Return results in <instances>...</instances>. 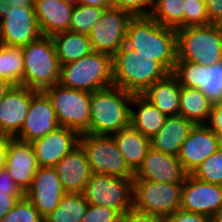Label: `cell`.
Returning <instances> with one entry per match:
<instances>
[{"mask_svg": "<svg viewBox=\"0 0 222 222\" xmlns=\"http://www.w3.org/2000/svg\"><path fill=\"white\" fill-rule=\"evenodd\" d=\"M125 44L140 57L160 62L170 73L177 61L176 29L162 26L150 16H133Z\"/></svg>", "mask_w": 222, "mask_h": 222, "instance_id": "obj_1", "label": "cell"}, {"mask_svg": "<svg viewBox=\"0 0 222 222\" xmlns=\"http://www.w3.org/2000/svg\"><path fill=\"white\" fill-rule=\"evenodd\" d=\"M133 95L114 85L92 92L89 133L112 136L129 127Z\"/></svg>", "mask_w": 222, "mask_h": 222, "instance_id": "obj_2", "label": "cell"}, {"mask_svg": "<svg viewBox=\"0 0 222 222\" xmlns=\"http://www.w3.org/2000/svg\"><path fill=\"white\" fill-rule=\"evenodd\" d=\"M113 85L132 94H143L170 72L158 61L139 57L126 44L112 57Z\"/></svg>", "mask_w": 222, "mask_h": 222, "instance_id": "obj_3", "label": "cell"}, {"mask_svg": "<svg viewBox=\"0 0 222 222\" xmlns=\"http://www.w3.org/2000/svg\"><path fill=\"white\" fill-rule=\"evenodd\" d=\"M177 61H188L206 67L222 62L220 24L187 26L176 29Z\"/></svg>", "mask_w": 222, "mask_h": 222, "instance_id": "obj_4", "label": "cell"}, {"mask_svg": "<svg viewBox=\"0 0 222 222\" xmlns=\"http://www.w3.org/2000/svg\"><path fill=\"white\" fill-rule=\"evenodd\" d=\"M59 84L89 93L112 86V56L93 51L78 61L61 65Z\"/></svg>", "mask_w": 222, "mask_h": 222, "instance_id": "obj_5", "label": "cell"}, {"mask_svg": "<svg viewBox=\"0 0 222 222\" xmlns=\"http://www.w3.org/2000/svg\"><path fill=\"white\" fill-rule=\"evenodd\" d=\"M24 86L37 91L59 84L61 65L52 37L41 36L22 47Z\"/></svg>", "mask_w": 222, "mask_h": 222, "instance_id": "obj_6", "label": "cell"}, {"mask_svg": "<svg viewBox=\"0 0 222 222\" xmlns=\"http://www.w3.org/2000/svg\"><path fill=\"white\" fill-rule=\"evenodd\" d=\"M183 183L133 180L132 210L166 218L180 209Z\"/></svg>", "mask_w": 222, "mask_h": 222, "instance_id": "obj_7", "label": "cell"}, {"mask_svg": "<svg viewBox=\"0 0 222 222\" xmlns=\"http://www.w3.org/2000/svg\"><path fill=\"white\" fill-rule=\"evenodd\" d=\"M79 145L84 150L92 174L134 178L112 136L82 133Z\"/></svg>", "mask_w": 222, "mask_h": 222, "instance_id": "obj_8", "label": "cell"}, {"mask_svg": "<svg viewBox=\"0 0 222 222\" xmlns=\"http://www.w3.org/2000/svg\"><path fill=\"white\" fill-rule=\"evenodd\" d=\"M51 101L60 126L89 133L91 93L56 84L43 90Z\"/></svg>", "mask_w": 222, "mask_h": 222, "instance_id": "obj_9", "label": "cell"}, {"mask_svg": "<svg viewBox=\"0 0 222 222\" xmlns=\"http://www.w3.org/2000/svg\"><path fill=\"white\" fill-rule=\"evenodd\" d=\"M133 178L91 174L82 192L89 205L107 206L125 216L132 210Z\"/></svg>", "mask_w": 222, "mask_h": 222, "instance_id": "obj_10", "label": "cell"}, {"mask_svg": "<svg viewBox=\"0 0 222 222\" xmlns=\"http://www.w3.org/2000/svg\"><path fill=\"white\" fill-rule=\"evenodd\" d=\"M133 15L122 9L108 8L88 35L92 49L114 56L125 44L127 27Z\"/></svg>", "mask_w": 222, "mask_h": 222, "instance_id": "obj_11", "label": "cell"}, {"mask_svg": "<svg viewBox=\"0 0 222 222\" xmlns=\"http://www.w3.org/2000/svg\"><path fill=\"white\" fill-rule=\"evenodd\" d=\"M41 36L34 6L12 5L0 19V44L23 47Z\"/></svg>", "mask_w": 222, "mask_h": 222, "instance_id": "obj_12", "label": "cell"}, {"mask_svg": "<svg viewBox=\"0 0 222 222\" xmlns=\"http://www.w3.org/2000/svg\"><path fill=\"white\" fill-rule=\"evenodd\" d=\"M181 87L200 89L214 104L222 102V62L204 66L188 61H176L172 72Z\"/></svg>", "mask_w": 222, "mask_h": 222, "instance_id": "obj_13", "label": "cell"}, {"mask_svg": "<svg viewBox=\"0 0 222 222\" xmlns=\"http://www.w3.org/2000/svg\"><path fill=\"white\" fill-rule=\"evenodd\" d=\"M66 194L60 178L53 167H39L24 196L34 205L40 215L45 218L58 207Z\"/></svg>", "mask_w": 222, "mask_h": 222, "instance_id": "obj_14", "label": "cell"}, {"mask_svg": "<svg viewBox=\"0 0 222 222\" xmlns=\"http://www.w3.org/2000/svg\"><path fill=\"white\" fill-rule=\"evenodd\" d=\"M222 145L218 137L207 124H197L181 145L178 159L184 171L191 174L204 160L214 154Z\"/></svg>", "mask_w": 222, "mask_h": 222, "instance_id": "obj_15", "label": "cell"}, {"mask_svg": "<svg viewBox=\"0 0 222 222\" xmlns=\"http://www.w3.org/2000/svg\"><path fill=\"white\" fill-rule=\"evenodd\" d=\"M222 205V185L200 181L187 174L184 179L180 209L212 217Z\"/></svg>", "mask_w": 222, "mask_h": 222, "instance_id": "obj_16", "label": "cell"}, {"mask_svg": "<svg viewBox=\"0 0 222 222\" xmlns=\"http://www.w3.org/2000/svg\"><path fill=\"white\" fill-rule=\"evenodd\" d=\"M59 126L51 101L43 91H37L31 99L23 126L14 138L32 143Z\"/></svg>", "mask_w": 222, "mask_h": 222, "instance_id": "obj_17", "label": "cell"}, {"mask_svg": "<svg viewBox=\"0 0 222 222\" xmlns=\"http://www.w3.org/2000/svg\"><path fill=\"white\" fill-rule=\"evenodd\" d=\"M37 90L14 86L0 101V136L14 138L21 130Z\"/></svg>", "mask_w": 222, "mask_h": 222, "instance_id": "obj_18", "label": "cell"}, {"mask_svg": "<svg viewBox=\"0 0 222 222\" xmlns=\"http://www.w3.org/2000/svg\"><path fill=\"white\" fill-rule=\"evenodd\" d=\"M80 134L71 128L59 126L54 131L33 141L39 167H54L64 156L79 145Z\"/></svg>", "mask_w": 222, "mask_h": 222, "instance_id": "obj_19", "label": "cell"}, {"mask_svg": "<svg viewBox=\"0 0 222 222\" xmlns=\"http://www.w3.org/2000/svg\"><path fill=\"white\" fill-rule=\"evenodd\" d=\"M4 167L25 193L39 168L32 144L9 137Z\"/></svg>", "mask_w": 222, "mask_h": 222, "instance_id": "obj_20", "label": "cell"}, {"mask_svg": "<svg viewBox=\"0 0 222 222\" xmlns=\"http://www.w3.org/2000/svg\"><path fill=\"white\" fill-rule=\"evenodd\" d=\"M187 173L178 156L153 150L148 151L133 180H149L160 183H183Z\"/></svg>", "mask_w": 222, "mask_h": 222, "instance_id": "obj_21", "label": "cell"}, {"mask_svg": "<svg viewBox=\"0 0 222 222\" xmlns=\"http://www.w3.org/2000/svg\"><path fill=\"white\" fill-rule=\"evenodd\" d=\"M53 168L66 193H82L92 174L86 154L80 145L64 156Z\"/></svg>", "mask_w": 222, "mask_h": 222, "instance_id": "obj_22", "label": "cell"}, {"mask_svg": "<svg viewBox=\"0 0 222 222\" xmlns=\"http://www.w3.org/2000/svg\"><path fill=\"white\" fill-rule=\"evenodd\" d=\"M74 6L62 0H35L34 10L42 36L69 30Z\"/></svg>", "mask_w": 222, "mask_h": 222, "instance_id": "obj_23", "label": "cell"}, {"mask_svg": "<svg viewBox=\"0 0 222 222\" xmlns=\"http://www.w3.org/2000/svg\"><path fill=\"white\" fill-rule=\"evenodd\" d=\"M194 123L181 115L168 116L161 129L151 138V148L165 154L178 156L181 145Z\"/></svg>", "mask_w": 222, "mask_h": 222, "instance_id": "obj_24", "label": "cell"}, {"mask_svg": "<svg viewBox=\"0 0 222 222\" xmlns=\"http://www.w3.org/2000/svg\"><path fill=\"white\" fill-rule=\"evenodd\" d=\"M180 92L181 86L177 77L169 73L152 84L142 95L168 117L179 115Z\"/></svg>", "mask_w": 222, "mask_h": 222, "instance_id": "obj_25", "label": "cell"}, {"mask_svg": "<svg viewBox=\"0 0 222 222\" xmlns=\"http://www.w3.org/2000/svg\"><path fill=\"white\" fill-rule=\"evenodd\" d=\"M112 137L127 165L135 173L151 149V139L145 137L131 125L113 134Z\"/></svg>", "mask_w": 222, "mask_h": 222, "instance_id": "obj_26", "label": "cell"}, {"mask_svg": "<svg viewBox=\"0 0 222 222\" xmlns=\"http://www.w3.org/2000/svg\"><path fill=\"white\" fill-rule=\"evenodd\" d=\"M130 105L138 106L135 111L131 108L130 125L151 139L164 125L165 114L152 105L142 94H134Z\"/></svg>", "mask_w": 222, "mask_h": 222, "instance_id": "obj_27", "label": "cell"}, {"mask_svg": "<svg viewBox=\"0 0 222 222\" xmlns=\"http://www.w3.org/2000/svg\"><path fill=\"white\" fill-rule=\"evenodd\" d=\"M52 39L60 65L78 61L94 51L86 34L66 31L53 35Z\"/></svg>", "mask_w": 222, "mask_h": 222, "instance_id": "obj_28", "label": "cell"}, {"mask_svg": "<svg viewBox=\"0 0 222 222\" xmlns=\"http://www.w3.org/2000/svg\"><path fill=\"white\" fill-rule=\"evenodd\" d=\"M213 103L196 88L181 87L179 115L195 125L207 124Z\"/></svg>", "mask_w": 222, "mask_h": 222, "instance_id": "obj_29", "label": "cell"}, {"mask_svg": "<svg viewBox=\"0 0 222 222\" xmlns=\"http://www.w3.org/2000/svg\"><path fill=\"white\" fill-rule=\"evenodd\" d=\"M88 203L82 193H66L44 222H82Z\"/></svg>", "mask_w": 222, "mask_h": 222, "instance_id": "obj_30", "label": "cell"}, {"mask_svg": "<svg viewBox=\"0 0 222 222\" xmlns=\"http://www.w3.org/2000/svg\"><path fill=\"white\" fill-rule=\"evenodd\" d=\"M0 77L14 86H24V57L22 47L0 44Z\"/></svg>", "mask_w": 222, "mask_h": 222, "instance_id": "obj_31", "label": "cell"}, {"mask_svg": "<svg viewBox=\"0 0 222 222\" xmlns=\"http://www.w3.org/2000/svg\"><path fill=\"white\" fill-rule=\"evenodd\" d=\"M184 0H154L149 14L162 26L179 29L184 27Z\"/></svg>", "mask_w": 222, "mask_h": 222, "instance_id": "obj_32", "label": "cell"}, {"mask_svg": "<svg viewBox=\"0 0 222 222\" xmlns=\"http://www.w3.org/2000/svg\"><path fill=\"white\" fill-rule=\"evenodd\" d=\"M106 9L108 8L92 7L82 4L75 5L68 31L89 35L91 29L102 18Z\"/></svg>", "mask_w": 222, "mask_h": 222, "instance_id": "obj_33", "label": "cell"}, {"mask_svg": "<svg viewBox=\"0 0 222 222\" xmlns=\"http://www.w3.org/2000/svg\"><path fill=\"white\" fill-rule=\"evenodd\" d=\"M191 175L203 182L222 185V145L214 154L204 160Z\"/></svg>", "mask_w": 222, "mask_h": 222, "instance_id": "obj_34", "label": "cell"}, {"mask_svg": "<svg viewBox=\"0 0 222 222\" xmlns=\"http://www.w3.org/2000/svg\"><path fill=\"white\" fill-rule=\"evenodd\" d=\"M0 222H44L34 205L24 196Z\"/></svg>", "mask_w": 222, "mask_h": 222, "instance_id": "obj_35", "label": "cell"}, {"mask_svg": "<svg viewBox=\"0 0 222 222\" xmlns=\"http://www.w3.org/2000/svg\"><path fill=\"white\" fill-rule=\"evenodd\" d=\"M185 14H184V27L207 25L209 16L205 6L204 0H184Z\"/></svg>", "mask_w": 222, "mask_h": 222, "instance_id": "obj_36", "label": "cell"}, {"mask_svg": "<svg viewBox=\"0 0 222 222\" xmlns=\"http://www.w3.org/2000/svg\"><path fill=\"white\" fill-rule=\"evenodd\" d=\"M123 215L110 207L89 205L82 222H122Z\"/></svg>", "mask_w": 222, "mask_h": 222, "instance_id": "obj_37", "label": "cell"}, {"mask_svg": "<svg viewBox=\"0 0 222 222\" xmlns=\"http://www.w3.org/2000/svg\"><path fill=\"white\" fill-rule=\"evenodd\" d=\"M153 4L154 0H111L112 8L126 10L133 16H149Z\"/></svg>", "mask_w": 222, "mask_h": 222, "instance_id": "obj_38", "label": "cell"}, {"mask_svg": "<svg viewBox=\"0 0 222 222\" xmlns=\"http://www.w3.org/2000/svg\"><path fill=\"white\" fill-rule=\"evenodd\" d=\"M165 222H211V218L204 214L177 209L165 218Z\"/></svg>", "mask_w": 222, "mask_h": 222, "instance_id": "obj_39", "label": "cell"}, {"mask_svg": "<svg viewBox=\"0 0 222 222\" xmlns=\"http://www.w3.org/2000/svg\"><path fill=\"white\" fill-rule=\"evenodd\" d=\"M0 193L12 194L13 196H24V193L16 185L5 167L0 168Z\"/></svg>", "mask_w": 222, "mask_h": 222, "instance_id": "obj_40", "label": "cell"}, {"mask_svg": "<svg viewBox=\"0 0 222 222\" xmlns=\"http://www.w3.org/2000/svg\"><path fill=\"white\" fill-rule=\"evenodd\" d=\"M207 125L222 139V102L213 105Z\"/></svg>", "mask_w": 222, "mask_h": 222, "instance_id": "obj_41", "label": "cell"}, {"mask_svg": "<svg viewBox=\"0 0 222 222\" xmlns=\"http://www.w3.org/2000/svg\"><path fill=\"white\" fill-rule=\"evenodd\" d=\"M209 21L214 24L222 23V0H204Z\"/></svg>", "mask_w": 222, "mask_h": 222, "instance_id": "obj_42", "label": "cell"}, {"mask_svg": "<svg viewBox=\"0 0 222 222\" xmlns=\"http://www.w3.org/2000/svg\"><path fill=\"white\" fill-rule=\"evenodd\" d=\"M122 222H165V219L159 216L146 215L131 210L123 216Z\"/></svg>", "mask_w": 222, "mask_h": 222, "instance_id": "obj_43", "label": "cell"}, {"mask_svg": "<svg viewBox=\"0 0 222 222\" xmlns=\"http://www.w3.org/2000/svg\"><path fill=\"white\" fill-rule=\"evenodd\" d=\"M24 196H13L12 194L0 193V220L15 206Z\"/></svg>", "mask_w": 222, "mask_h": 222, "instance_id": "obj_44", "label": "cell"}, {"mask_svg": "<svg viewBox=\"0 0 222 222\" xmlns=\"http://www.w3.org/2000/svg\"><path fill=\"white\" fill-rule=\"evenodd\" d=\"M79 4L92 7L111 8V0H79Z\"/></svg>", "mask_w": 222, "mask_h": 222, "instance_id": "obj_45", "label": "cell"}, {"mask_svg": "<svg viewBox=\"0 0 222 222\" xmlns=\"http://www.w3.org/2000/svg\"><path fill=\"white\" fill-rule=\"evenodd\" d=\"M8 141L9 137L0 136V168L5 165Z\"/></svg>", "mask_w": 222, "mask_h": 222, "instance_id": "obj_46", "label": "cell"}, {"mask_svg": "<svg viewBox=\"0 0 222 222\" xmlns=\"http://www.w3.org/2000/svg\"><path fill=\"white\" fill-rule=\"evenodd\" d=\"M14 87L7 79L0 77V101Z\"/></svg>", "mask_w": 222, "mask_h": 222, "instance_id": "obj_47", "label": "cell"}, {"mask_svg": "<svg viewBox=\"0 0 222 222\" xmlns=\"http://www.w3.org/2000/svg\"><path fill=\"white\" fill-rule=\"evenodd\" d=\"M10 0H0V19L10 10Z\"/></svg>", "mask_w": 222, "mask_h": 222, "instance_id": "obj_48", "label": "cell"}, {"mask_svg": "<svg viewBox=\"0 0 222 222\" xmlns=\"http://www.w3.org/2000/svg\"><path fill=\"white\" fill-rule=\"evenodd\" d=\"M35 0H10V5L24 6L30 5L34 6Z\"/></svg>", "mask_w": 222, "mask_h": 222, "instance_id": "obj_49", "label": "cell"}, {"mask_svg": "<svg viewBox=\"0 0 222 222\" xmlns=\"http://www.w3.org/2000/svg\"><path fill=\"white\" fill-rule=\"evenodd\" d=\"M211 222H222V205L218 208V210L211 217Z\"/></svg>", "mask_w": 222, "mask_h": 222, "instance_id": "obj_50", "label": "cell"}, {"mask_svg": "<svg viewBox=\"0 0 222 222\" xmlns=\"http://www.w3.org/2000/svg\"><path fill=\"white\" fill-rule=\"evenodd\" d=\"M62 1L66 2L70 5H73V6L79 4V0H62Z\"/></svg>", "mask_w": 222, "mask_h": 222, "instance_id": "obj_51", "label": "cell"}]
</instances>
